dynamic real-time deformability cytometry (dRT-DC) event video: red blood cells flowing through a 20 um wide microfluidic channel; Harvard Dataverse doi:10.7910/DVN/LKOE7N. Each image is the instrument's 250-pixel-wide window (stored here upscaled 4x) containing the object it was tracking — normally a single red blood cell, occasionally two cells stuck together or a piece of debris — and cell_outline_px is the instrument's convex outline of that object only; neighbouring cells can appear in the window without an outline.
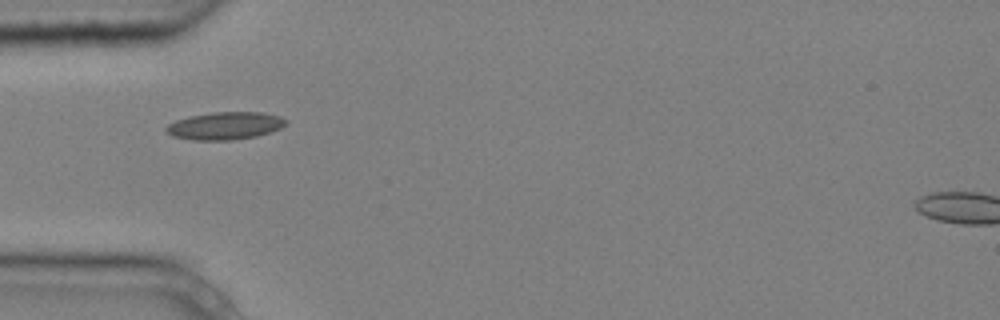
{"species": "common noctule bat (a hibernating species)", "species_latin": "Nyctalus noctula", "temperature_condition": "cold", "stored_images_in_passage": 1, "camera_frame_rate_fps": 3000, "um_per_image_px": 0.085, "animal": {"sex": "male", "body_mass_g": 20.4}, "frame": {"image": 1, "passage_image": 1, "time_ms": 0.0, "image_size_px": [1000, 320], "cell_outline_px": [[288, 124], [280, 128], [256, 136], [232, 140], [192, 140], [172, 136], [164, 132], [164, 128], [168, 124], [176, 120], [188, 116], [212, 112], [264, 112], [280, 116], [288, 120]], "centroid_in_image_um": [19.11, 10.68], "position_along_channel_um": 65.9, "area_um2": 19.48}}